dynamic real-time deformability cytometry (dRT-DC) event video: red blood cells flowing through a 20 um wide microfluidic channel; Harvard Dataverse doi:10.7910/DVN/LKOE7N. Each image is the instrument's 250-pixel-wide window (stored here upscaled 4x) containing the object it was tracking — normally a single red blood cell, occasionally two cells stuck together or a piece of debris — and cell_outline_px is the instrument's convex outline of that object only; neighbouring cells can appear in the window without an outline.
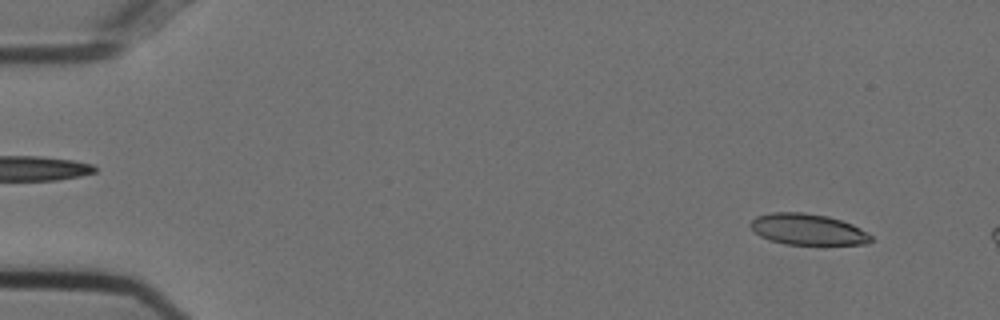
{"species": "Egyptian fruit bat (a non-hibernating species)", "species_latin": "Rousettus aegyptiacus", "temperature_condition": "cold", "stored_images_in_passage": 8, "camera_frame_rate_fps": 3000, "um_per_image_px": 0.085, "animal": {"sex": "female"}, "frame": {"image": 1, "passage_image": 2, "time_ms": 0.333, "image_size_px": [1000, 320], "cell_outline_px": [[872, 240], [868, 244], [784, 244], [768, 240], [760, 236], [748, 224], [756, 216], [768, 212], [804, 212], [828, 216], [852, 224], [860, 228], [872, 236]], "centroid_in_image_um": [68.63, 19.49], "position_along_channel_um": 16.4, "area_um2": 21.91}}